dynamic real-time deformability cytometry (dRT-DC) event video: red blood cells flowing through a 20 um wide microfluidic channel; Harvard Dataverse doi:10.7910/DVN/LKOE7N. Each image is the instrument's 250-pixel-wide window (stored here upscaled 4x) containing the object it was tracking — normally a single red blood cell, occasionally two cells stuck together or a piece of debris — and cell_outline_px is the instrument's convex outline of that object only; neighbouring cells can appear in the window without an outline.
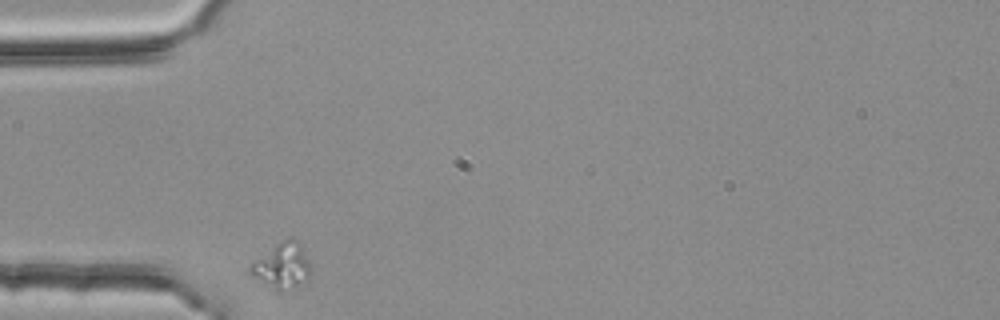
{"species": "common noctule bat (a hibernating species)", "species_latin": "Nyctalus noctula", "temperature_condition": "room temperature", "stored_images_in_passage": 32, "camera_frame_rate_fps": 3000, "um_per_image_px": 0.085, "animal": {"sex": "female", "body_mass_g": 25.1}, "frame": {"image": 1, "passage_image": 1, "time_ms": 0.0, "image_size_px": [1000, 320], "cell_outline_px": [[312, 272], [308, 280], [280, 292], [276, 292], [248, 272], [248, 268], [256, 260], [276, 244], [288, 236], [300, 240], [312, 268]], "centroid_in_image_um": [24.04, 22.58], "position_along_channel_um": 61.0, "area_um2": 16.18}}